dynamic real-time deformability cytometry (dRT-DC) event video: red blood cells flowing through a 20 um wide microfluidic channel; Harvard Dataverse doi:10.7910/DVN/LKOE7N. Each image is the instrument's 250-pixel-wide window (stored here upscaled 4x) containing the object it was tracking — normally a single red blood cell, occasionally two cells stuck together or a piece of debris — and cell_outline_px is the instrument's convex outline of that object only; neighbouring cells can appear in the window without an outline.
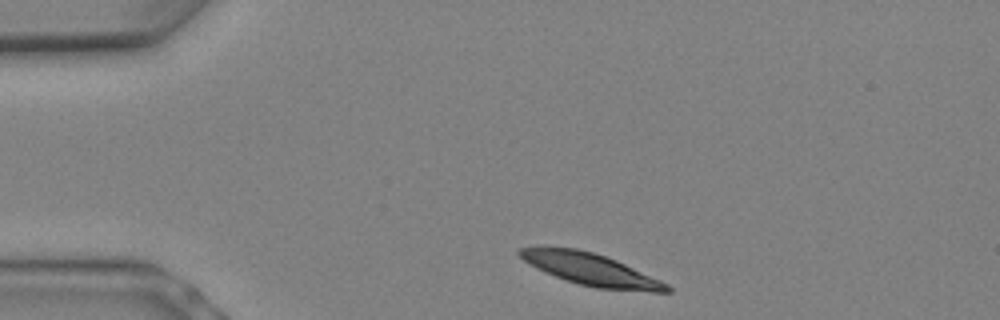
{"species": "Egyptian fruit bat (a non-hibernating species)", "species_latin": "Rousettus aegyptiacus", "temperature_condition": "warm", "stored_images_in_passage": 3, "camera_frame_rate_fps": 3000, "um_per_image_px": 0.085, "animal": {"sex": "female"}, "frame": {"image": 1, "passage_image": 1, "time_ms": 0.0, "image_size_px": [1000, 320], "cell_outline_px": [[672, 292], [652, 292], [596, 288], [580, 284], [556, 276], [536, 268], [524, 260], [516, 252], [520, 248], [536, 244], [576, 248], [592, 252], [616, 260], [660, 280], [668, 284], [672, 288]], "centroid_in_image_um": [50.16, 22.86], "position_along_channel_um": 34.8, "area_um2": 27.69}}